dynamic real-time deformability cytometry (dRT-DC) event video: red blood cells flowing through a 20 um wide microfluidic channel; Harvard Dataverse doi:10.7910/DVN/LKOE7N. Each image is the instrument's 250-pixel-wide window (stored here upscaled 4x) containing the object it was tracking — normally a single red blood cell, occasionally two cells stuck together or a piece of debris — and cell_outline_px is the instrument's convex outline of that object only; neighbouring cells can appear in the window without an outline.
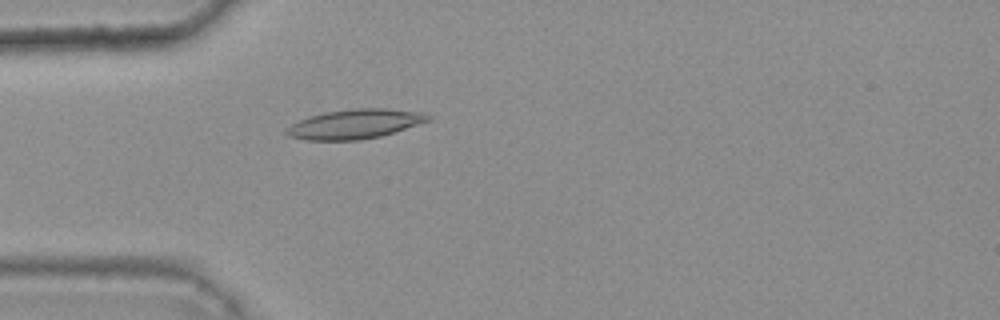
{"species": "common noctule bat (a hibernating species)", "species_latin": "Nyctalus noctula", "temperature_condition": "warm", "stored_images_in_passage": 45, "camera_frame_rate_fps": 3000, "um_per_image_px": 0.085, "animal": {"sex": "female", "body_mass_g": 25.1}, "frame": {"image": 1, "passage_image": 12, "time_ms": 3.667, "image_size_px": [1000, 320], "cell_outline_px": [[432, 120], [380, 136], [360, 140], [308, 140], [288, 136], [284, 132], [284, 128], [300, 120], [324, 112], [352, 108], [388, 108], [424, 112], [432, 116]], "centroid_in_image_um": [30.19, 10.53], "position_along_channel_um": 54.8, "area_um2": 24.45}}
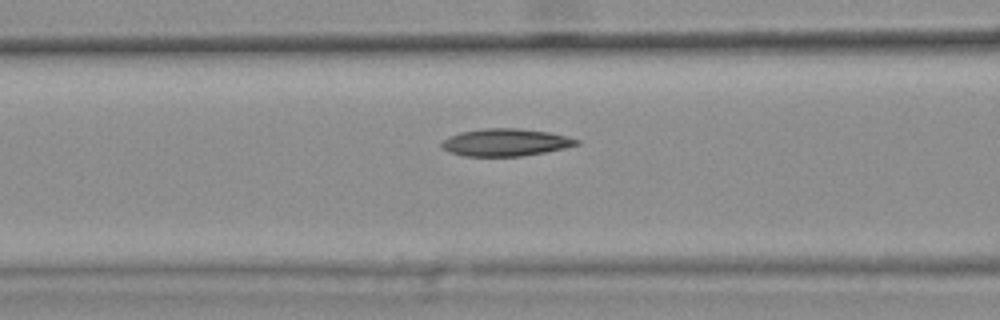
{"frame": {"image": 2, "passage_image": 18, "time_ms": 5.667, "image_size_px": [1000, 320], "cell_outline_px": [[580, 144], [564, 148], [524, 156], [464, 156], [448, 152], [440, 144], [448, 136], [460, 132], [484, 128], [516, 128], [548, 132], [568, 136], [580, 140]], "centroid_in_image_um": [42.97, 12.1], "position_along_channel_um": 123.6, "area_um2": 21.56}}
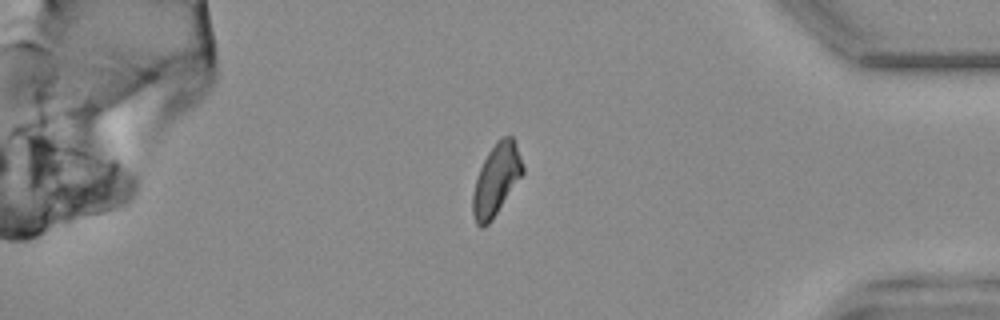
{"frame": {"image": 3, "passage_image": 42, "time_ms": 13.667, "image_size_px": [1000, 320], "cell_outline_px": [[524, 172], [492, 220], [484, 228], [480, 228], [476, 224], [472, 212], [472, 196], [476, 180], [480, 168], [488, 152], [496, 140], [500, 136], [512, 136], [516, 144], [524, 168]], "centroid_in_image_um": [42.17, 15.28], "position_along_channel_um": 393.0, "area_um2": 20.69}, "authors_computed_cell_mechanics": {"area_um2": 21.4438, "velocity_mm_per_s": 3.7068, "shape_relaxation_time_tau1_ms": null, "shape_relaxation_time_tau2_ms": 4.4363, "deformation_change_tau1": null, "deformation_change_tau2": 0.1047}}